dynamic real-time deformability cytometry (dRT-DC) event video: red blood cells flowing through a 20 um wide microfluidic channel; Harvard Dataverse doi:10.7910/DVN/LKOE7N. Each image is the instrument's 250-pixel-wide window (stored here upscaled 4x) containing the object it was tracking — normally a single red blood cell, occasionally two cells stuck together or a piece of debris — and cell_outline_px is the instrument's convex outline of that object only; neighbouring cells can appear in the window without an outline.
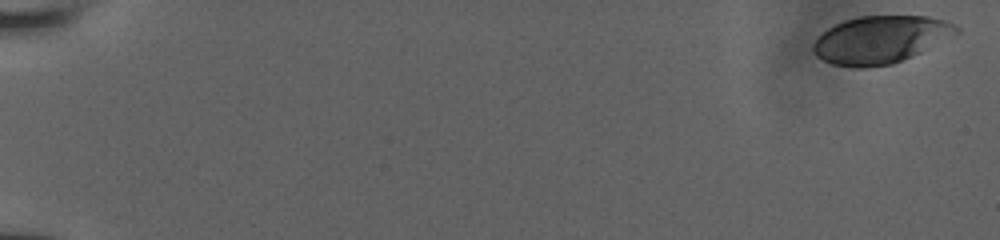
{"species": "human", "species_latin": "Homo sapiens", "temperature_condition": "room temperature", "stored_images_in_passage": 42, "camera_frame_rate_fps": 3000, "um_per_image_px": 0.085, "donor": {"sex": "male"}, "frame": {"image": 1, "passage_image": 1, "time_ms": 0.0, "image_size_px": [1000, 240], "cell_outline_px": [[960, 32], [892, 64], [864, 68], [852, 68], [832, 64], [816, 56], [812, 52], [812, 44], [828, 28], [844, 20], [860, 16], [928, 16], [944, 20], [960, 28]], "centroid_in_image_um": [74.78, 3.37], "position_along_channel_um": 10.2, "area_um2": 39.13}}
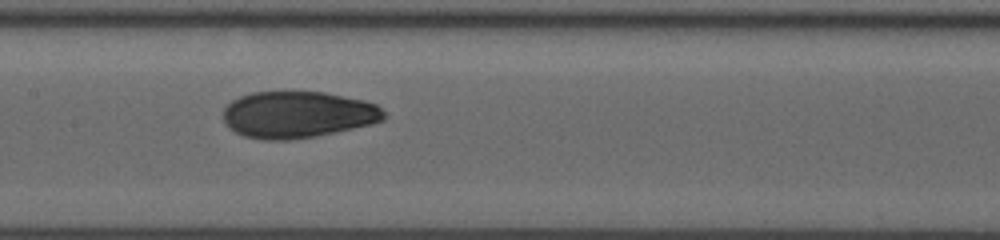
{"frame": {"image": 2, "passage_image": 23, "time_ms": 9.333, "image_size_px": [1000, 240], "cell_outline_px": [[388, 116], [384, 120], [372, 124], [312, 136], [288, 140], [264, 140], [244, 136], [228, 128], [224, 124], [224, 108], [232, 100], [240, 96], [252, 92], [324, 92], [364, 100], [376, 104]], "centroid_in_image_um": [25.29, 9.74], "position_along_channel_um": 182.1, "area_um2": 43.58}}
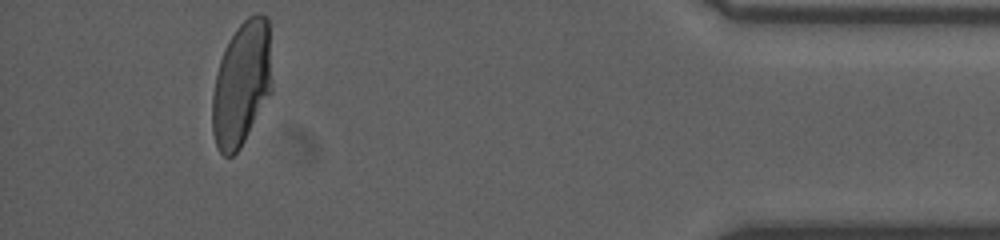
{"frame": {"image": 3, "passage_image": 40, "time_ms": 16.333, "image_size_px": [1000, 240], "cell_outline_px": [[272, 92], [240, 148], [232, 156], [224, 156], [220, 152], [216, 144], [212, 132], [212, 96], [216, 76], [220, 60], [224, 48], [228, 40], [236, 28], [248, 16], [256, 12], [260, 12], [268, 16], [272, 84]], "centroid_in_image_um": [20.55, 7.09], "position_along_channel_um": 414.7, "area_um2": 43.7}}